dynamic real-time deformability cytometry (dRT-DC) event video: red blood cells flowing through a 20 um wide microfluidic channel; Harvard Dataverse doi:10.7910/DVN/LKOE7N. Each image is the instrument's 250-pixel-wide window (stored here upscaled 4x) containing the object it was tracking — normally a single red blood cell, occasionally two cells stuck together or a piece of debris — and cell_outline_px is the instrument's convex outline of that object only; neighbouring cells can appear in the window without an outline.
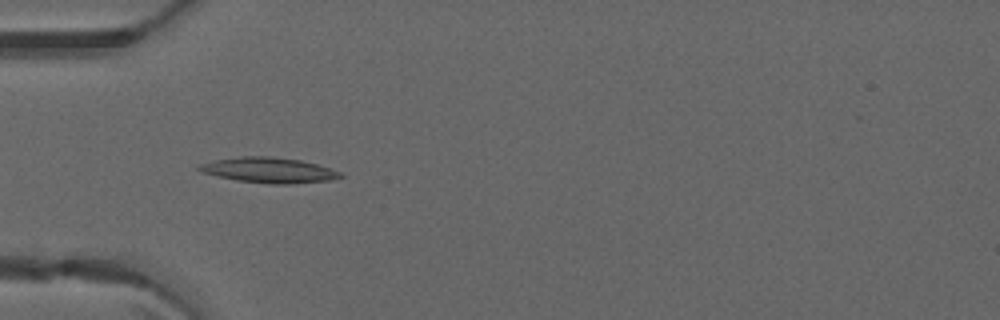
{"species": "common noctule bat (a hibernating species)", "species_latin": "Nyctalus noctula", "temperature_condition": "warm", "stored_images_in_passage": 40, "camera_frame_rate_fps": 3000, "um_per_image_px": 0.085, "animal": {"sex": "male", "forearm_length_mm": 52.5}, "frame": {"image": 1, "passage_image": 5, "time_ms": 1.333, "image_size_px": [1000, 320], "cell_outline_px": [[344, 176], [328, 180], [288, 184], [272, 184], [236, 180], [204, 172], [196, 168], [196, 164], [216, 160], [240, 156], [268, 156], [300, 160], [316, 164], [340, 172]], "centroid_in_image_um": [22.82, 14.45], "position_along_channel_um": 62.2, "area_um2": 20.52}}
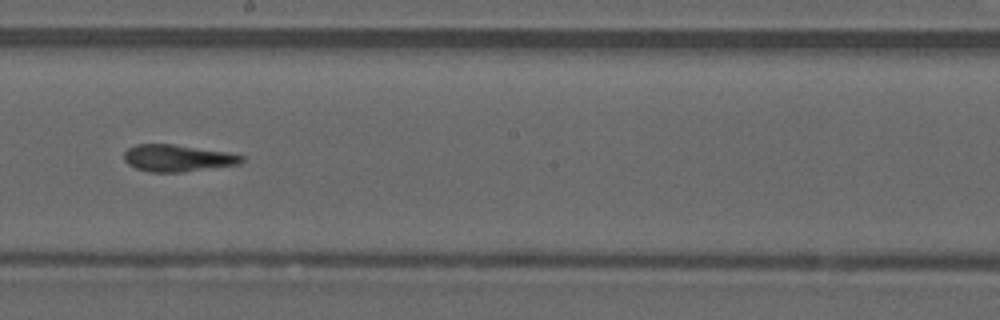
{"frame": {"image": 2, "passage_image": 18, "time_ms": 5.667, "image_size_px": [1000, 320], "cell_outline_px": [[244, 160], [240, 164], [180, 172], [152, 172], [136, 168], [128, 164], [124, 160], [124, 152], [128, 148], [136, 144], [172, 144], [228, 152], [244, 156]], "centroid_in_image_um": [15.08, 13.43], "position_along_channel_um": 233.1, "area_um2": 18.32}}
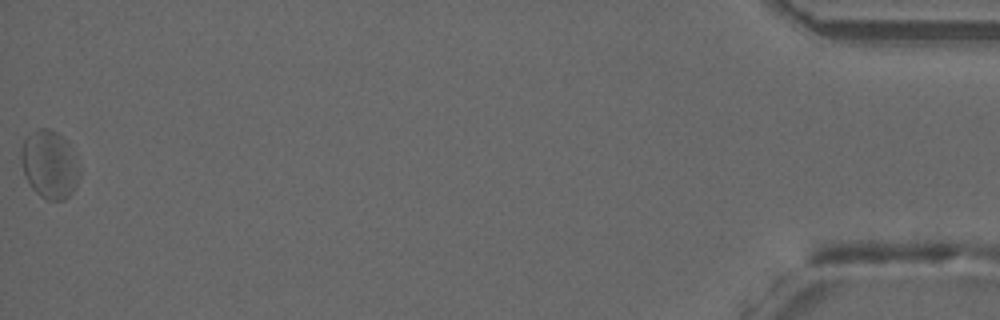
{"frame": {"image": 3, "passage_image": 40, "time_ms": 13.0, "image_size_px": [1000, 320], "cell_outline_px": [[80, 172], [76, 184], [68, 196], [64, 200], [48, 200], [40, 196], [32, 188], [24, 172], [20, 160], [20, 148], [24, 140], [36, 128], [48, 128], [56, 132], [64, 140]], "centroid_in_image_um": [4.14, 13.99], "position_along_channel_um": 431.1, "area_um2": 22.43}, "authors_computed_cell_mechanics": {"area_um2": 19.652, "velocity_mm_per_s": 4.0215, "shape_relaxation_time_tau1_ms": null, "shape_relaxation_time_tau2_ms": 1.8247, "deformation_change_tau1": null, "deformation_change_tau2": 0.1107}}